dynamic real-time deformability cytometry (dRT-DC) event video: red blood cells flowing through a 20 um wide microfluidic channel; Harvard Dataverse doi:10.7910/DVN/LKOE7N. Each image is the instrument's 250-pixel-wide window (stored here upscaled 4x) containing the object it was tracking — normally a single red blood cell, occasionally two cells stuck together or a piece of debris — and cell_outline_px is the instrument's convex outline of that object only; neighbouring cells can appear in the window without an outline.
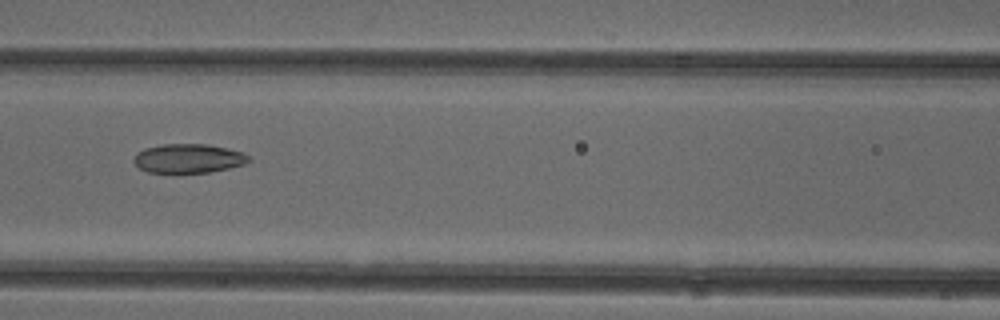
{"species": "common noctule bat (a hibernating species)", "species_latin": "Nyctalus noctula", "temperature_condition": "cold", "stored_images_in_passage": 6, "camera_frame_rate_fps": 3000, "um_per_image_px": 0.085, "animal": {"sex": "female"}, "frame": {"image": 1, "passage_image": 6, "time_ms": 1.667, "image_size_px": [1000, 320], "cell_outline_px": [[252, 160], [244, 164], [228, 168], [208, 172], [176, 176], [148, 172], [140, 168], [132, 160], [136, 152], [144, 148], [160, 144], [208, 144], [228, 148], [244, 152]], "centroid_in_image_um": [15.97, 13.5], "position_along_channel_um": 150.6, "area_um2": 20.4}}